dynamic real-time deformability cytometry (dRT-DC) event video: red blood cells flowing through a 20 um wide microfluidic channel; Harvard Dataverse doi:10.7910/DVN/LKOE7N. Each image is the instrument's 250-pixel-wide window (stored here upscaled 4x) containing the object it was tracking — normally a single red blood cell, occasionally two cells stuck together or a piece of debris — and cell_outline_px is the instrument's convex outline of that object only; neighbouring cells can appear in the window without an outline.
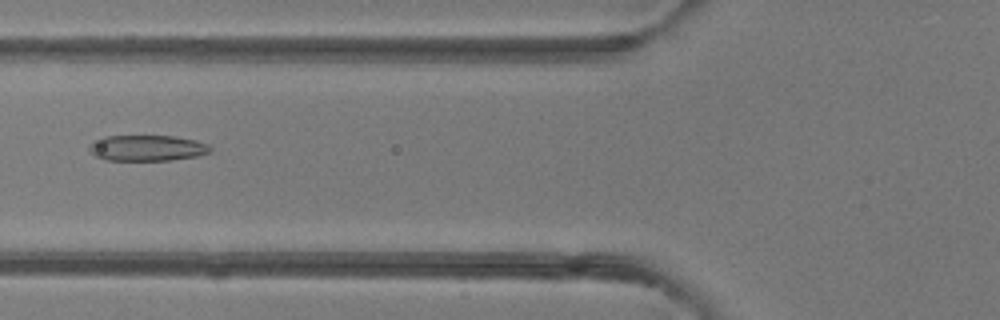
{"species": "common noctule bat (a hibernating species)", "species_latin": "Nyctalus noctula", "temperature_condition": "room temperature", "stored_images_in_passage": 49, "camera_frame_rate_fps": 3000, "um_per_image_px": 0.085, "animal": {"sex": "female"}, "frame": {"image": 1, "passage_image": 19, "time_ms": 6.0, "image_size_px": [1000, 320], "cell_outline_px": [[212, 152], [196, 156], [172, 160], [104, 160], [96, 156], [88, 148], [88, 144], [92, 140], [104, 136], [172, 136], [196, 140], [208, 144], [212, 148]], "centroid_in_image_um": [12.49, 12.58], "position_along_channel_um": 113.3, "area_um2": 18.38}}
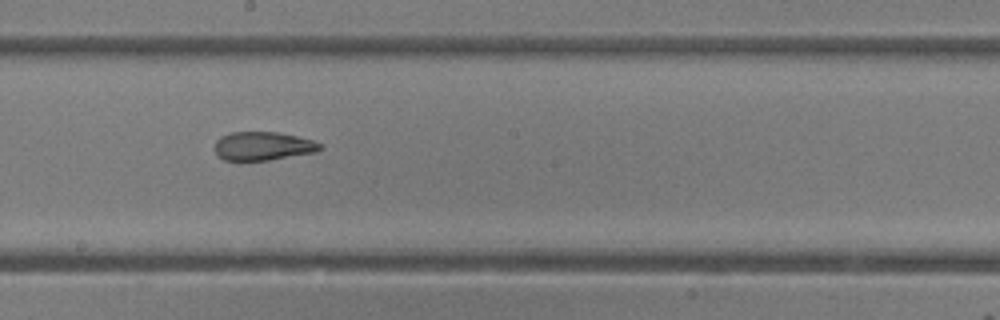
{"frame": {"image": 2, "passage_image": 27, "time_ms": 8.667, "image_size_px": [1000, 320], "cell_outline_px": [[324, 148], [316, 152], [268, 160], [224, 160], [216, 156], [212, 148], [216, 140], [220, 136], [232, 132], [280, 132], [312, 140], [320, 144]], "centroid_in_image_um": [22.29, 12.41], "position_along_channel_um": 225.9, "area_um2": 17.74}}
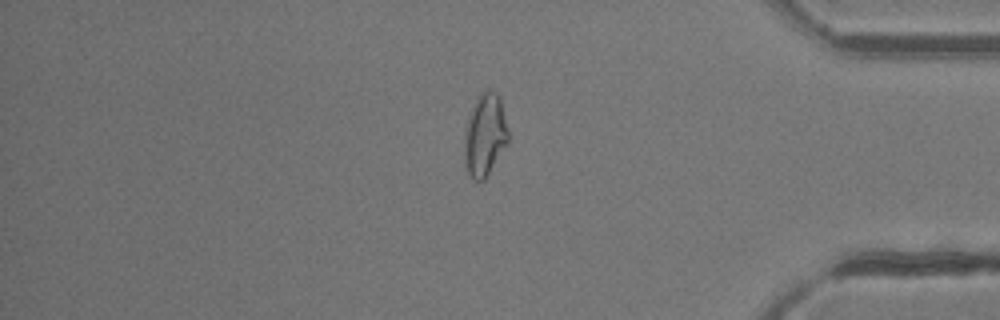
{"frame": {"image": 3, "passage_image": 41, "time_ms": 13.333, "image_size_px": [1000, 320], "cell_outline_px": [[508, 144], [484, 180], [472, 180], [468, 172], [464, 160], [464, 136], [468, 116], [480, 92], [496, 92], [500, 96], [508, 132]], "centroid_in_image_um": [41.21, 11.5], "position_along_channel_um": 394.0, "area_um2": 20.98}, "authors_computed_cell_mechanics": {"area_um2": 20.808, "velocity_mm_per_s": 4.2068, "shape_relaxation_time_tau1_ms": null, "shape_relaxation_time_tau2_ms": 1.2942, "deformation_change_tau1": null, "deformation_change_tau2": 0.0899}}